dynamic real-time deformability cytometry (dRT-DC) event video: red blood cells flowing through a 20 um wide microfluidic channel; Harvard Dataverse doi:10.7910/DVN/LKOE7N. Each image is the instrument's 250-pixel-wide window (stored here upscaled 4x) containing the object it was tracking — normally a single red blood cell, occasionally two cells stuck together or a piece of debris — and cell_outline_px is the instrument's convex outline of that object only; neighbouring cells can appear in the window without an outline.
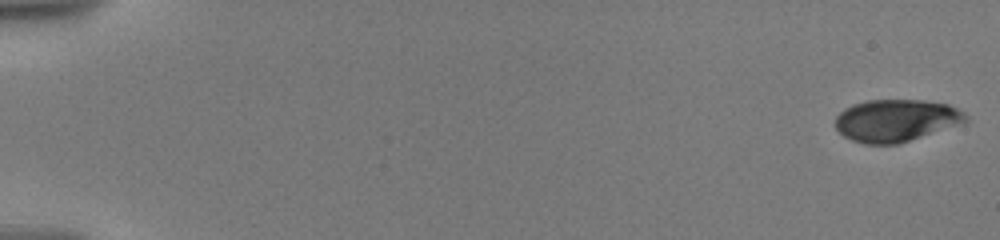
{"species": "human", "species_latin": "Homo sapiens", "temperature_condition": "warm", "stored_images_in_passage": 36, "camera_frame_rate_fps": 3000, "um_per_image_px": 0.085, "donor": {"sex": "male"}, "frame": {"image": 1, "passage_image": 1, "time_ms": 0.0, "image_size_px": [1000, 240], "cell_outline_px": [[968, 120], [900, 144], [864, 144], [852, 140], [844, 136], [836, 128], [836, 116], [844, 108], [852, 104], [868, 100], [924, 100], [948, 104], [964, 112], [968, 116]], "centroid_in_image_um": [76.13, 10.23], "position_along_channel_um": 8.9, "area_um2": 31.91}}
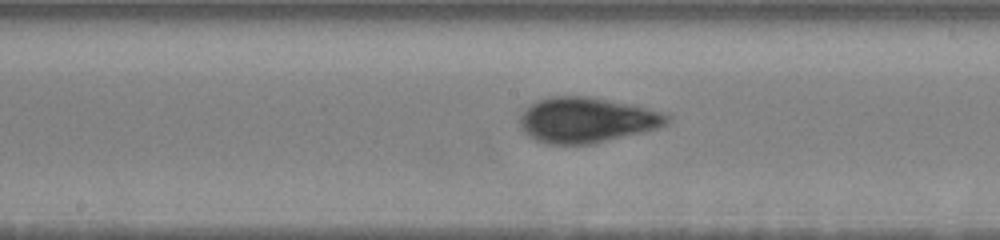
{"frame": {"image": 2, "passage_image": 20, "time_ms": 10.333, "image_size_px": [1000, 240], "cell_outline_px": [[672, 120], [668, 124], [660, 128], [644, 132], [592, 144], [548, 144], [536, 140], [528, 136], [520, 128], [520, 116], [524, 108], [528, 104], [536, 100], [548, 96], [588, 96], [636, 104], [668, 112], [672, 116]], "centroid_in_image_um": [49.93, 10.18], "position_along_channel_um": 198.3, "area_um2": 40.0}}
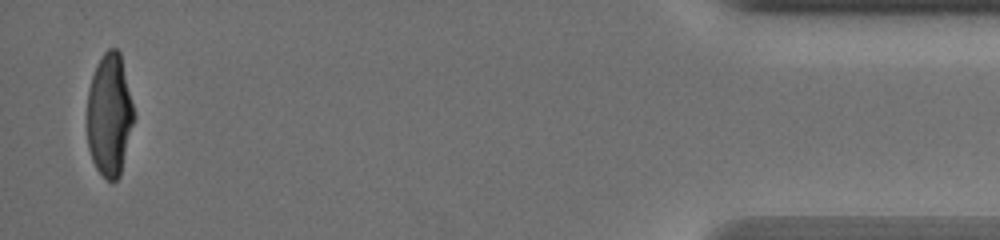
{"frame": {"image": 3, "passage_image": 36, "time_ms": 18.667, "image_size_px": [1000, 240], "cell_outline_px": [[136, 116], [120, 176], [116, 180], [108, 180], [96, 168], [92, 160], [88, 148], [88, 92], [92, 76], [96, 64], [104, 52], [108, 48], [116, 48], [120, 52]], "centroid_in_image_um": [9.33, 9.76], "position_along_channel_um": 425.9, "area_um2": 33.52}, "authors_computed_cell_mechanics": {"area_um2": 35.4314, "velocity_mm_per_s": 3.5715, "shape_relaxation_time_tau1_ms": 5.705, "shape_relaxation_time_tau2_ms": null, "deformation_change_tau1": 0.1961, "deformation_change_tau2": null}}